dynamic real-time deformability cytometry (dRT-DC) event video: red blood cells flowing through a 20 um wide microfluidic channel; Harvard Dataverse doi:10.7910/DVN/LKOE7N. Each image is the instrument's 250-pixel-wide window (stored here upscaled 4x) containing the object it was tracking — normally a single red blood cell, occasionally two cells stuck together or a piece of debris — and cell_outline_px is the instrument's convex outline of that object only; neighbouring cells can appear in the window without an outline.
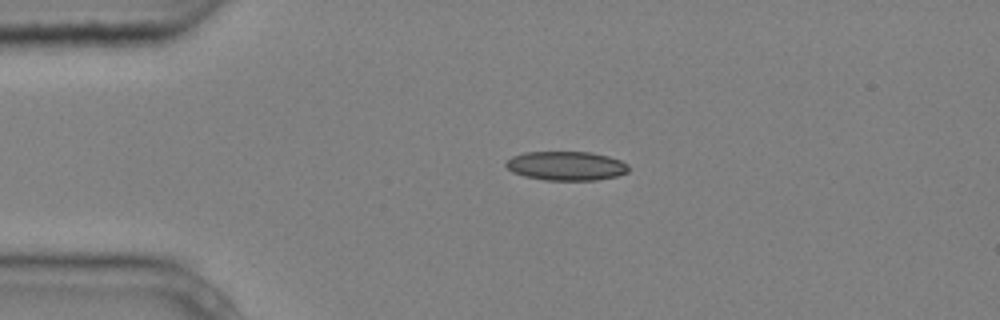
{"species": "common noctule bat (a hibernating species)", "species_latin": "Nyctalus noctula", "temperature_condition": "cold", "stored_images_in_passage": 6, "camera_frame_rate_fps": 3000, "um_per_image_px": 0.085, "animal": {"sex": "male", "body_mass_g": 20.4}, "frame": {"image": 1, "passage_image": 4, "time_ms": 1.0, "image_size_px": [1000, 320], "cell_outline_px": [[628, 172], [616, 176], [596, 180], [544, 180], [524, 176], [512, 172], [504, 164], [512, 156], [524, 152], [592, 152], [608, 156], [620, 160], [628, 164]], "centroid_in_image_um": [48.12, 14.1], "position_along_channel_um": 36.9, "area_um2": 20.81}}
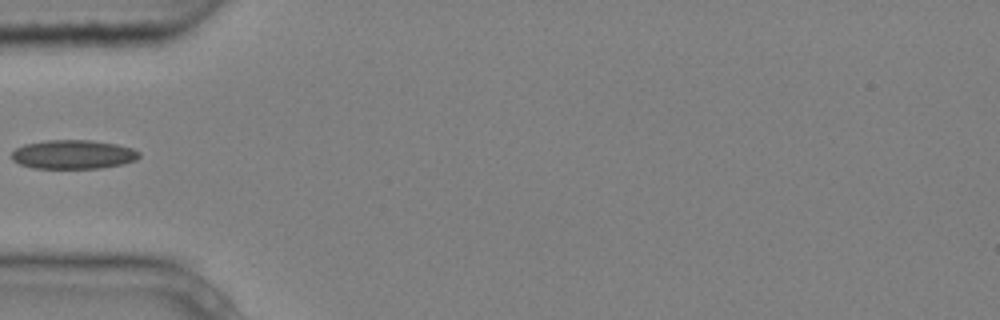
{"frame": {"image": 2, "passage_image": 6, "time_ms": 1.667, "image_size_px": [1000, 320], "cell_outline_px": [[140, 156], [136, 160], [124, 164], [100, 168], [32, 168], [20, 164], [12, 160], [12, 152], [16, 148], [24, 144], [48, 140], [92, 140], [116, 144], [132, 148], [140, 152]], "centroid_in_image_um": [6.23, 13.13], "position_along_channel_um": 78.8, "area_um2": 21.62}}